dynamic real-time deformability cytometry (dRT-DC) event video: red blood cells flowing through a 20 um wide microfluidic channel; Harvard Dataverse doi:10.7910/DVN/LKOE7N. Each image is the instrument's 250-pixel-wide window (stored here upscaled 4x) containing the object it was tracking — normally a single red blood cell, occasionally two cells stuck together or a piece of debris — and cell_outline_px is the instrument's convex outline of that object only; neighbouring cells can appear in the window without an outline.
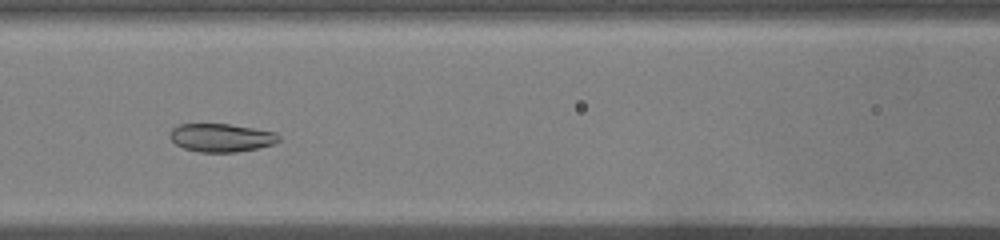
{"species": "common noctule bat (a hibernating species)", "species_latin": "Nyctalus noctula", "temperature_condition": "warm", "stored_images_in_passage": 45, "camera_frame_rate_fps": 3000, "um_per_image_px": 0.085, "animal": {"sex": "male", "body_mass_g": 19.0, "forearm_length_mm": 50.8}, "frame": {"image": 1, "passage_image": 17, "time_ms": 5.333, "image_size_px": [1000, 240], "cell_outline_px": [[276, 140], [268, 144], [252, 148], [228, 152], [208, 152], [188, 148], [172, 140], [172, 132], [176, 128], [184, 124], [224, 124], [248, 128], [268, 132]], "centroid_in_image_um": [18.69, 11.69], "position_along_channel_um": 147.9, "area_um2": 16.01}}
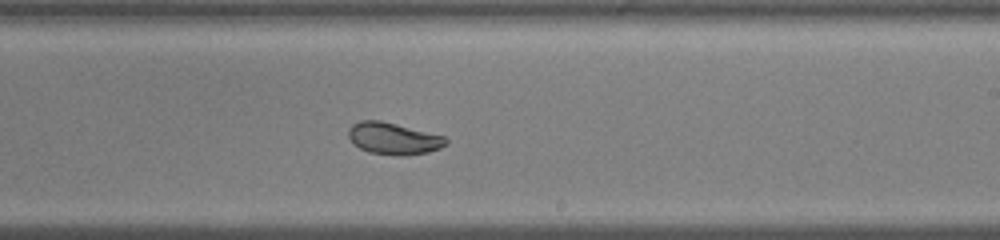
{"frame": {"image": 2, "passage_image": 25, "time_ms": 8.0, "image_size_px": [1000, 240], "cell_outline_px": [[444, 144], [436, 148], [424, 152], [372, 152], [356, 144], [352, 140], [352, 128], [356, 124], [368, 120], [372, 120], [392, 124], [444, 136]], "centroid_in_image_um": [33.46, 11.73], "position_along_channel_um": 255.5, "area_um2": 15.61}}
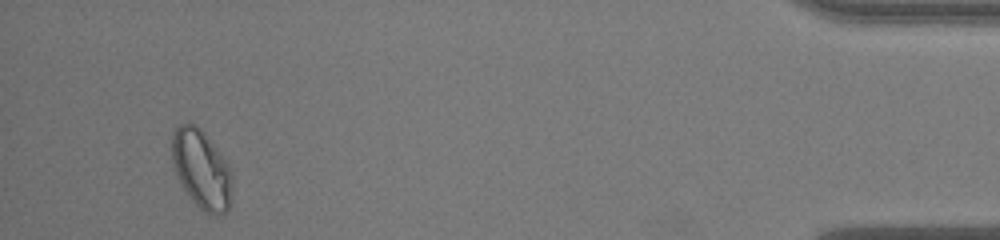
{"frame": {"image": 3, "passage_image": 42, "time_ms": 13.667, "image_size_px": [1000, 240], "cell_outline_px": [[228, 204], [224, 208], [204, 204], [196, 196], [180, 176], [176, 164], [176, 132], [180, 128], [196, 128], [204, 140], [224, 172], [228, 200]], "centroid_in_image_um": [17.03, 14.31], "position_along_channel_um": 418.2, "area_um2": 19.48}, "authors_computed_cell_mechanics": {"area_um2": 15.7794, "velocity_mm_per_s": 4.0533, "shape_relaxation_time_tau1_ms": null, "shape_relaxation_time_tau2_ms": 2.1109, "deformation_change_tau1": null, "deformation_change_tau2": 0.0453}}